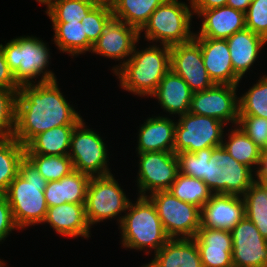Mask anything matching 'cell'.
Returning a JSON list of instances; mask_svg holds the SVG:
<instances>
[{
    "label": "cell",
    "instance_id": "38",
    "mask_svg": "<svg viewBox=\"0 0 267 267\" xmlns=\"http://www.w3.org/2000/svg\"><path fill=\"white\" fill-rule=\"evenodd\" d=\"M18 91L0 88V138L14 134Z\"/></svg>",
    "mask_w": 267,
    "mask_h": 267
},
{
    "label": "cell",
    "instance_id": "15",
    "mask_svg": "<svg viewBox=\"0 0 267 267\" xmlns=\"http://www.w3.org/2000/svg\"><path fill=\"white\" fill-rule=\"evenodd\" d=\"M232 264L240 267H267V240L246 216L230 231Z\"/></svg>",
    "mask_w": 267,
    "mask_h": 267
},
{
    "label": "cell",
    "instance_id": "35",
    "mask_svg": "<svg viewBox=\"0 0 267 267\" xmlns=\"http://www.w3.org/2000/svg\"><path fill=\"white\" fill-rule=\"evenodd\" d=\"M239 98V116H256L267 119V75L261 77Z\"/></svg>",
    "mask_w": 267,
    "mask_h": 267
},
{
    "label": "cell",
    "instance_id": "6",
    "mask_svg": "<svg viewBox=\"0 0 267 267\" xmlns=\"http://www.w3.org/2000/svg\"><path fill=\"white\" fill-rule=\"evenodd\" d=\"M213 194L243 196L255 182L253 170L221 146L205 149L204 181Z\"/></svg>",
    "mask_w": 267,
    "mask_h": 267
},
{
    "label": "cell",
    "instance_id": "36",
    "mask_svg": "<svg viewBox=\"0 0 267 267\" xmlns=\"http://www.w3.org/2000/svg\"><path fill=\"white\" fill-rule=\"evenodd\" d=\"M48 181H57L74 171L69 156L25 155Z\"/></svg>",
    "mask_w": 267,
    "mask_h": 267
},
{
    "label": "cell",
    "instance_id": "25",
    "mask_svg": "<svg viewBox=\"0 0 267 267\" xmlns=\"http://www.w3.org/2000/svg\"><path fill=\"white\" fill-rule=\"evenodd\" d=\"M234 72L242 79L258 58L267 40L250 29L235 32L226 39Z\"/></svg>",
    "mask_w": 267,
    "mask_h": 267
},
{
    "label": "cell",
    "instance_id": "31",
    "mask_svg": "<svg viewBox=\"0 0 267 267\" xmlns=\"http://www.w3.org/2000/svg\"><path fill=\"white\" fill-rule=\"evenodd\" d=\"M228 135V142L226 139L222 147L232 156L237 162L242 163L251 169L256 165L259 166L261 149L239 128V126L232 129ZM225 141V142H224Z\"/></svg>",
    "mask_w": 267,
    "mask_h": 267
},
{
    "label": "cell",
    "instance_id": "5",
    "mask_svg": "<svg viewBox=\"0 0 267 267\" xmlns=\"http://www.w3.org/2000/svg\"><path fill=\"white\" fill-rule=\"evenodd\" d=\"M47 43L34 36H22L2 45L9 70L19 86L36 83L34 78L42 75L38 83L56 80L54 73L46 70L49 65Z\"/></svg>",
    "mask_w": 267,
    "mask_h": 267
},
{
    "label": "cell",
    "instance_id": "21",
    "mask_svg": "<svg viewBox=\"0 0 267 267\" xmlns=\"http://www.w3.org/2000/svg\"><path fill=\"white\" fill-rule=\"evenodd\" d=\"M43 223L50 224L55 232L70 237H90V225L85 204L65 203L48 207Z\"/></svg>",
    "mask_w": 267,
    "mask_h": 267
},
{
    "label": "cell",
    "instance_id": "50",
    "mask_svg": "<svg viewBox=\"0 0 267 267\" xmlns=\"http://www.w3.org/2000/svg\"><path fill=\"white\" fill-rule=\"evenodd\" d=\"M229 267H240V266H236V265H233V264H232V265H231V266H229Z\"/></svg>",
    "mask_w": 267,
    "mask_h": 267
},
{
    "label": "cell",
    "instance_id": "46",
    "mask_svg": "<svg viewBox=\"0 0 267 267\" xmlns=\"http://www.w3.org/2000/svg\"><path fill=\"white\" fill-rule=\"evenodd\" d=\"M252 0H227V6L246 12Z\"/></svg>",
    "mask_w": 267,
    "mask_h": 267
},
{
    "label": "cell",
    "instance_id": "16",
    "mask_svg": "<svg viewBox=\"0 0 267 267\" xmlns=\"http://www.w3.org/2000/svg\"><path fill=\"white\" fill-rule=\"evenodd\" d=\"M139 31L116 19H112L105 27L104 32L93 44L92 53L116 60L123 63L113 67L114 74L126 63V57L132 55L136 43L140 40Z\"/></svg>",
    "mask_w": 267,
    "mask_h": 267
},
{
    "label": "cell",
    "instance_id": "12",
    "mask_svg": "<svg viewBox=\"0 0 267 267\" xmlns=\"http://www.w3.org/2000/svg\"><path fill=\"white\" fill-rule=\"evenodd\" d=\"M137 154L140 159L137 177L139 196L147 197L148 191L152 194L168 190L179 173L176 154L166 151Z\"/></svg>",
    "mask_w": 267,
    "mask_h": 267
},
{
    "label": "cell",
    "instance_id": "43",
    "mask_svg": "<svg viewBox=\"0 0 267 267\" xmlns=\"http://www.w3.org/2000/svg\"><path fill=\"white\" fill-rule=\"evenodd\" d=\"M0 88L8 90H19L20 88L14 79L13 73L9 70L2 44H0Z\"/></svg>",
    "mask_w": 267,
    "mask_h": 267
},
{
    "label": "cell",
    "instance_id": "42",
    "mask_svg": "<svg viewBox=\"0 0 267 267\" xmlns=\"http://www.w3.org/2000/svg\"><path fill=\"white\" fill-rule=\"evenodd\" d=\"M14 229L19 230L14 221L8 199L5 194H0V242L5 240Z\"/></svg>",
    "mask_w": 267,
    "mask_h": 267
},
{
    "label": "cell",
    "instance_id": "10",
    "mask_svg": "<svg viewBox=\"0 0 267 267\" xmlns=\"http://www.w3.org/2000/svg\"><path fill=\"white\" fill-rule=\"evenodd\" d=\"M130 200L113 174L91 177L87 186L85 210L90 227L126 211Z\"/></svg>",
    "mask_w": 267,
    "mask_h": 267
},
{
    "label": "cell",
    "instance_id": "30",
    "mask_svg": "<svg viewBox=\"0 0 267 267\" xmlns=\"http://www.w3.org/2000/svg\"><path fill=\"white\" fill-rule=\"evenodd\" d=\"M25 157V146L15 138H0V194H6L10 183L19 174Z\"/></svg>",
    "mask_w": 267,
    "mask_h": 267
},
{
    "label": "cell",
    "instance_id": "3",
    "mask_svg": "<svg viewBox=\"0 0 267 267\" xmlns=\"http://www.w3.org/2000/svg\"><path fill=\"white\" fill-rule=\"evenodd\" d=\"M134 51L115 73L121 87L138 96H151L164 75L170 70V46L152 45ZM162 48V49H161Z\"/></svg>",
    "mask_w": 267,
    "mask_h": 267
},
{
    "label": "cell",
    "instance_id": "44",
    "mask_svg": "<svg viewBox=\"0 0 267 267\" xmlns=\"http://www.w3.org/2000/svg\"><path fill=\"white\" fill-rule=\"evenodd\" d=\"M193 14L197 16L203 10H209L227 5V0H191Z\"/></svg>",
    "mask_w": 267,
    "mask_h": 267
},
{
    "label": "cell",
    "instance_id": "29",
    "mask_svg": "<svg viewBox=\"0 0 267 267\" xmlns=\"http://www.w3.org/2000/svg\"><path fill=\"white\" fill-rule=\"evenodd\" d=\"M54 43L63 53L75 56L91 52L93 45L88 41L81 22L52 23Z\"/></svg>",
    "mask_w": 267,
    "mask_h": 267
},
{
    "label": "cell",
    "instance_id": "41",
    "mask_svg": "<svg viewBox=\"0 0 267 267\" xmlns=\"http://www.w3.org/2000/svg\"><path fill=\"white\" fill-rule=\"evenodd\" d=\"M176 156L181 174L204 181L205 149L194 153L182 151L177 153Z\"/></svg>",
    "mask_w": 267,
    "mask_h": 267
},
{
    "label": "cell",
    "instance_id": "14",
    "mask_svg": "<svg viewBox=\"0 0 267 267\" xmlns=\"http://www.w3.org/2000/svg\"><path fill=\"white\" fill-rule=\"evenodd\" d=\"M170 70L180 76L193 92L207 90L214 85L203 64L200 44L194 38L170 46Z\"/></svg>",
    "mask_w": 267,
    "mask_h": 267
},
{
    "label": "cell",
    "instance_id": "2",
    "mask_svg": "<svg viewBox=\"0 0 267 267\" xmlns=\"http://www.w3.org/2000/svg\"><path fill=\"white\" fill-rule=\"evenodd\" d=\"M46 185L47 181L25 156L20 163L19 174L5 194L19 229L43 223L48 209L44 196Z\"/></svg>",
    "mask_w": 267,
    "mask_h": 267
},
{
    "label": "cell",
    "instance_id": "47",
    "mask_svg": "<svg viewBox=\"0 0 267 267\" xmlns=\"http://www.w3.org/2000/svg\"><path fill=\"white\" fill-rule=\"evenodd\" d=\"M97 4H106V5H112L116 0H92Z\"/></svg>",
    "mask_w": 267,
    "mask_h": 267
},
{
    "label": "cell",
    "instance_id": "26",
    "mask_svg": "<svg viewBox=\"0 0 267 267\" xmlns=\"http://www.w3.org/2000/svg\"><path fill=\"white\" fill-rule=\"evenodd\" d=\"M90 176L79 171H72L57 181H48L44 196L48 207L65 203L85 204Z\"/></svg>",
    "mask_w": 267,
    "mask_h": 267
},
{
    "label": "cell",
    "instance_id": "11",
    "mask_svg": "<svg viewBox=\"0 0 267 267\" xmlns=\"http://www.w3.org/2000/svg\"><path fill=\"white\" fill-rule=\"evenodd\" d=\"M82 119L71 135L69 158L76 171L90 177L110 174L106 145L96 131L88 129Z\"/></svg>",
    "mask_w": 267,
    "mask_h": 267
},
{
    "label": "cell",
    "instance_id": "4",
    "mask_svg": "<svg viewBox=\"0 0 267 267\" xmlns=\"http://www.w3.org/2000/svg\"><path fill=\"white\" fill-rule=\"evenodd\" d=\"M127 211L118 219L123 247L140 251L146 248L147 254L154 249L156 253L170 239L148 197L138 196L136 203L130 202Z\"/></svg>",
    "mask_w": 267,
    "mask_h": 267
},
{
    "label": "cell",
    "instance_id": "17",
    "mask_svg": "<svg viewBox=\"0 0 267 267\" xmlns=\"http://www.w3.org/2000/svg\"><path fill=\"white\" fill-rule=\"evenodd\" d=\"M244 217L243 197L213 194L201 209V227L231 231Z\"/></svg>",
    "mask_w": 267,
    "mask_h": 267
},
{
    "label": "cell",
    "instance_id": "49",
    "mask_svg": "<svg viewBox=\"0 0 267 267\" xmlns=\"http://www.w3.org/2000/svg\"><path fill=\"white\" fill-rule=\"evenodd\" d=\"M5 265L6 263H4V261L0 263V267H4Z\"/></svg>",
    "mask_w": 267,
    "mask_h": 267
},
{
    "label": "cell",
    "instance_id": "18",
    "mask_svg": "<svg viewBox=\"0 0 267 267\" xmlns=\"http://www.w3.org/2000/svg\"><path fill=\"white\" fill-rule=\"evenodd\" d=\"M194 39L200 44L203 64L213 83L238 85L241 78L234 72L226 39Z\"/></svg>",
    "mask_w": 267,
    "mask_h": 267
},
{
    "label": "cell",
    "instance_id": "27",
    "mask_svg": "<svg viewBox=\"0 0 267 267\" xmlns=\"http://www.w3.org/2000/svg\"><path fill=\"white\" fill-rule=\"evenodd\" d=\"M75 126H58L34 136L25 145V155L68 156Z\"/></svg>",
    "mask_w": 267,
    "mask_h": 267
},
{
    "label": "cell",
    "instance_id": "37",
    "mask_svg": "<svg viewBox=\"0 0 267 267\" xmlns=\"http://www.w3.org/2000/svg\"><path fill=\"white\" fill-rule=\"evenodd\" d=\"M112 19V7L106 4H97L82 18L81 23L84 25L85 34L92 45L98 40Z\"/></svg>",
    "mask_w": 267,
    "mask_h": 267
},
{
    "label": "cell",
    "instance_id": "32",
    "mask_svg": "<svg viewBox=\"0 0 267 267\" xmlns=\"http://www.w3.org/2000/svg\"><path fill=\"white\" fill-rule=\"evenodd\" d=\"M242 197L245 202V216L267 240V184L255 181Z\"/></svg>",
    "mask_w": 267,
    "mask_h": 267
},
{
    "label": "cell",
    "instance_id": "19",
    "mask_svg": "<svg viewBox=\"0 0 267 267\" xmlns=\"http://www.w3.org/2000/svg\"><path fill=\"white\" fill-rule=\"evenodd\" d=\"M193 239L203 267L232 265V236L229 230L200 227Z\"/></svg>",
    "mask_w": 267,
    "mask_h": 267
},
{
    "label": "cell",
    "instance_id": "20",
    "mask_svg": "<svg viewBox=\"0 0 267 267\" xmlns=\"http://www.w3.org/2000/svg\"><path fill=\"white\" fill-rule=\"evenodd\" d=\"M200 16L203 17L202 25L194 37L227 39L246 28L245 13L227 5L203 10Z\"/></svg>",
    "mask_w": 267,
    "mask_h": 267
},
{
    "label": "cell",
    "instance_id": "45",
    "mask_svg": "<svg viewBox=\"0 0 267 267\" xmlns=\"http://www.w3.org/2000/svg\"><path fill=\"white\" fill-rule=\"evenodd\" d=\"M253 171L254 174H256L255 178H257L255 181H258L262 184H267V149L261 151L259 166L257 168L254 167Z\"/></svg>",
    "mask_w": 267,
    "mask_h": 267
},
{
    "label": "cell",
    "instance_id": "9",
    "mask_svg": "<svg viewBox=\"0 0 267 267\" xmlns=\"http://www.w3.org/2000/svg\"><path fill=\"white\" fill-rule=\"evenodd\" d=\"M179 117L175 127V154L182 151L194 153L222 145L223 127L226 126L222 121L190 112Z\"/></svg>",
    "mask_w": 267,
    "mask_h": 267
},
{
    "label": "cell",
    "instance_id": "34",
    "mask_svg": "<svg viewBox=\"0 0 267 267\" xmlns=\"http://www.w3.org/2000/svg\"><path fill=\"white\" fill-rule=\"evenodd\" d=\"M96 5L92 0H54L46 14L52 23L81 22Z\"/></svg>",
    "mask_w": 267,
    "mask_h": 267
},
{
    "label": "cell",
    "instance_id": "33",
    "mask_svg": "<svg viewBox=\"0 0 267 267\" xmlns=\"http://www.w3.org/2000/svg\"><path fill=\"white\" fill-rule=\"evenodd\" d=\"M168 191L179 200L194 204L201 209L213 195L209 187L201 179L188 177L180 172Z\"/></svg>",
    "mask_w": 267,
    "mask_h": 267
},
{
    "label": "cell",
    "instance_id": "8",
    "mask_svg": "<svg viewBox=\"0 0 267 267\" xmlns=\"http://www.w3.org/2000/svg\"><path fill=\"white\" fill-rule=\"evenodd\" d=\"M154 204L166 234L170 238H194L201 227V208L179 200L170 191L147 196Z\"/></svg>",
    "mask_w": 267,
    "mask_h": 267
},
{
    "label": "cell",
    "instance_id": "1",
    "mask_svg": "<svg viewBox=\"0 0 267 267\" xmlns=\"http://www.w3.org/2000/svg\"><path fill=\"white\" fill-rule=\"evenodd\" d=\"M57 79L21 85L13 138L25 146L34 136L58 126H76L82 117L69 105Z\"/></svg>",
    "mask_w": 267,
    "mask_h": 267
},
{
    "label": "cell",
    "instance_id": "7",
    "mask_svg": "<svg viewBox=\"0 0 267 267\" xmlns=\"http://www.w3.org/2000/svg\"><path fill=\"white\" fill-rule=\"evenodd\" d=\"M190 7L185 2L178 0H165L151 14L147 23L139 31H145V39L159 42L161 45L173 46L188 42L194 38L191 32V19L193 10L191 0Z\"/></svg>",
    "mask_w": 267,
    "mask_h": 267
},
{
    "label": "cell",
    "instance_id": "22",
    "mask_svg": "<svg viewBox=\"0 0 267 267\" xmlns=\"http://www.w3.org/2000/svg\"><path fill=\"white\" fill-rule=\"evenodd\" d=\"M168 117L158 116L146 119L138 134V153L166 151L174 152L175 127Z\"/></svg>",
    "mask_w": 267,
    "mask_h": 267
},
{
    "label": "cell",
    "instance_id": "23",
    "mask_svg": "<svg viewBox=\"0 0 267 267\" xmlns=\"http://www.w3.org/2000/svg\"><path fill=\"white\" fill-rule=\"evenodd\" d=\"M141 267H203L193 238H170L154 259Z\"/></svg>",
    "mask_w": 267,
    "mask_h": 267
},
{
    "label": "cell",
    "instance_id": "40",
    "mask_svg": "<svg viewBox=\"0 0 267 267\" xmlns=\"http://www.w3.org/2000/svg\"><path fill=\"white\" fill-rule=\"evenodd\" d=\"M246 28L267 40V0H252L245 12Z\"/></svg>",
    "mask_w": 267,
    "mask_h": 267
},
{
    "label": "cell",
    "instance_id": "28",
    "mask_svg": "<svg viewBox=\"0 0 267 267\" xmlns=\"http://www.w3.org/2000/svg\"><path fill=\"white\" fill-rule=\"evenodd\" d=\"M165 0H116L112 5L113 18L140 31L151 14Z\"/></svg>",
    "mask_w": 267,
    "mask_h": 267
},
{
    "label": "cell",
    "instance_id": "24",
    "mask_svg": "<svg viewBox=\"0 0 267 267\" xmlns=\"http://www.w3.org/2000/svg\"><path fill=\"white\" fill-rule=\"evenodd\" d=\"M193 91L178 75L169 70L151 95L169 114L184 115L190 110Z\"/></svg>",
    "mask_w": 267,
    "mask_h": 267
},
{
    "label": "cell",
    "instance_id": "13",
    "mask_svg": "<svg viewBox=\"0 0 267 267\" xmlns=\"http://www.w3.org/2000/svg\"><path fill=\"white\" fill-rule=\"evenodd\" d=\"M238 85L214 84L211 88L193 92L190 113L216 118L223 123H238Z\"/></svg>",
    "mask_w": 267,
    "mask_h": 267
},
{
    "label": "cell",
    "instance_id": "39",
    "mask_svg": "<svg viewBox=\"0 0 267 267\" xmlns=\"http://www.w3.org/2000/svg\"><path fill=\"white\" fill-rule=\"evenodd\" d=\"M237 126L261 149H267V119L239 116Z\"/></svg>",
    "mask_w": 267,
    "mask_h": 267
},
{
    "label": "cell",
    "instance_id": "48",
    "mask_svg": "<svg viewBox=\"0 0 267 267\" xmlns=\"http://www.w3.org/2000/svg\"><path fill=\"white\" fill-rule=\"evenodd\" d=\"M36 1L44 5L46 4L48 6L54 0H36Z\"/></svg>",
    "mask_w": 267,
    "mask_h": 267
}]
</instances>
